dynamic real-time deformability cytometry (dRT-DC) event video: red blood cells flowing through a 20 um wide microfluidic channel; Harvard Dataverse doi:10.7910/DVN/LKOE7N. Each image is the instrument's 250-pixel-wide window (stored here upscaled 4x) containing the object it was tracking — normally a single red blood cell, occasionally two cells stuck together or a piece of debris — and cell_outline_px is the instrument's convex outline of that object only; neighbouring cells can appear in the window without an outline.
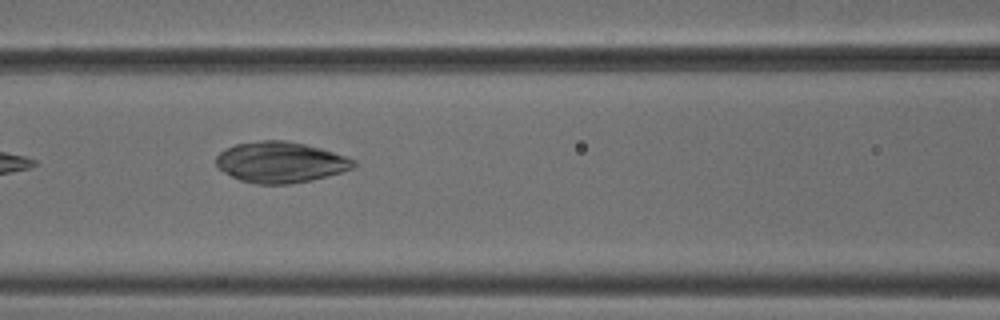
{"species": "common noctule bat (a hibernating species)", "species_latin": "Nyctalus noctula", "temperature_condition": "cold", "stored_images_in_passage": 8, "camera_frame_rate_fps": 3000, "um_per_image_px": 0.085, "animal": {"sex": "male", "body_mass_g": 18.8}, "frame": {"image": 1, "passage_image": 7, "time_ms": 2.0, "image_size_px": [1000, 320], "cell_outline_px": [[356, 164], [352, 168], [340, 172], [312, 180], [292, 184], [256, 184], [240, 180], [224, 172], [216, 164], [216, 156], [220, 152], [236, 144], [260, 140], [284, 140], [304, 144], [320, 148], [356, 160]], "centroid_in_image_um": [23.83, 13.79], "position_along_channel_um": 142.8, "area_um2": 32.48}}
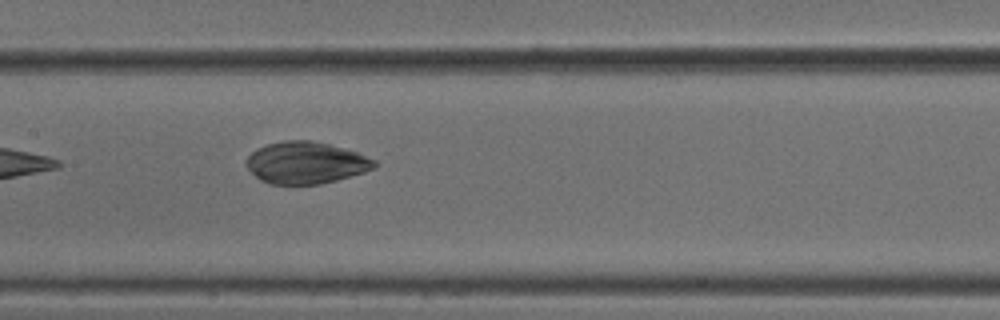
{"frame": {"image": 2, "passage_image": 8, "time_ms": 2.333, "image_size_px": [1000, 320], "cell_outline_px": [[376, 168], [364, 172], [336, 180], [320, 184], [268, 184], [260, 180], [244, 164], [248, 156], [252, 152], [268, 144], [284, 140], [312, 140], [344, 148], [356, 152], [376, 160]], "centroid_in_image_um": [26.0, 13.83], "position_along_channel_um": 181.4, "area_um2": 31.15}}